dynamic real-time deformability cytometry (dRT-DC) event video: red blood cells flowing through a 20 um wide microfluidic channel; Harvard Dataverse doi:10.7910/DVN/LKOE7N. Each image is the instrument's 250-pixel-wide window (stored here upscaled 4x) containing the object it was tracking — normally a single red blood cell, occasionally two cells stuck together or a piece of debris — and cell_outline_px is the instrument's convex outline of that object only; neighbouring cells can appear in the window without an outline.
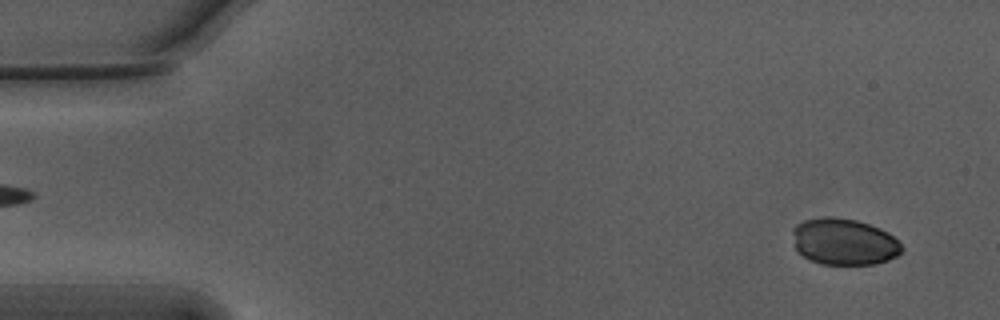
{"species": "Egyptian fruit bat (a non-hibernating species)", "species_latin": "Rousettus aegyptiacus", "temperature_condition": "warm", "stored_images_in_passage": 44, "camera_frame_rate_fps": 3000, "um_per_image_px": 0.085, "animal": {"sex": "male"}, "frame": {"image": 1, "passage_image": 3, "time_ms": 0.667, "image_size_px": [1000, 320], "cell_outline_px": [[904, 248], [896, 256], [888, 260], [876, 264], [820, 264], [808, 260], [796, 252], [792, 232], [796, 224], [804, 220], [824, 216], [832, 216], [856, 220], [880, 228], [888, 232], [900, 240]], "centroid_in_image_um": [71.73, 20.55], "position_along_channel_um": 13.3, "area_um2": 30.06}}
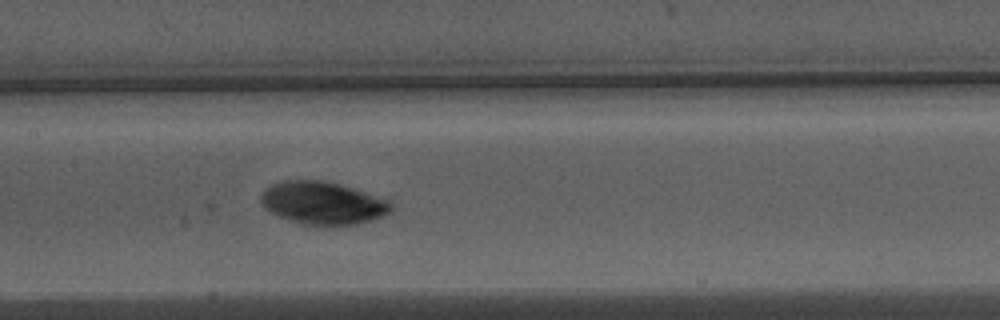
{"frame": {"image": 2, "passage_image": 26, "time_ms": 8.333, "image_size_px": [1000, 320], "cell_outline_px": [[396, 208], [392, 212], [384, 216], [372, 220], [356, 224], [332, 228], [320, 228], [300, 224], [280, 216], [264, 208], [260, 200], [260, 196], [272, 184], [280, 180], [320, 180], [340, 184], [388, 200]], "centroid_in_image_um": [27.47, 17.3], "position_along_channel_um": 179.9, "area_um2": 33.12}}
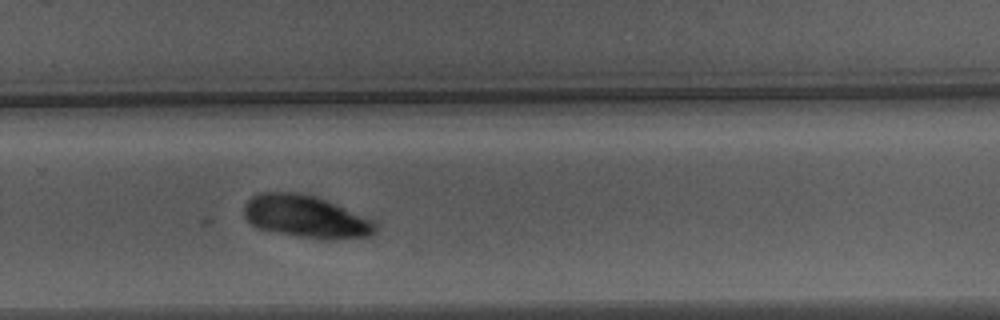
{"frame": {"image": 3, "passage_image": 36, "time_ms": 11.667, "image_size_px": [1000, 320], "cell_outline_px": [[380, 224], [376, 232], [372, 236], [332, 240], [324, 240], [296, 236], [256, 228], [244, 216], [244, 204], [252, 196], [260, 192], [296, 192], [316, 196], [328, 200], [376, 220]], "centroid_in_image_um": [26.08, 18.42], "position_along_channel_um": 303.7, "area_um2": 33.29}}